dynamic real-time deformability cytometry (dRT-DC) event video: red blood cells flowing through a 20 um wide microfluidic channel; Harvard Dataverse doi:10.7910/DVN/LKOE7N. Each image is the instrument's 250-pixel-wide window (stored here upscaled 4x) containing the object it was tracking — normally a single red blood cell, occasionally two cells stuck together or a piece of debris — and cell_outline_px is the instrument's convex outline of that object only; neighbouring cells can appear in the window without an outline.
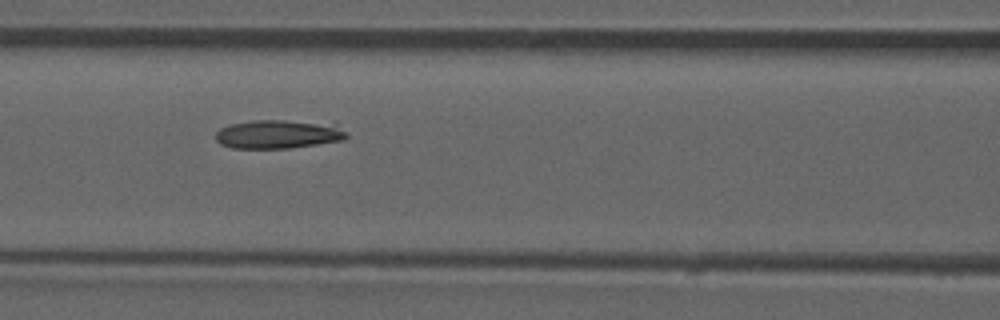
{"species": "common noctule bat (a hibernating species)", "species_latin": "Nyctalus noctula", "temperature_condition": "room temperature", "stored_images_in_passage": 49, "camera_frame_rate_fps": 3000, "um_per_image_px": 0.085, "animal": {"sex": "male", "forearm_length_mm": 52.5}, "frame": {"image": 1, "passage_image": 19, "time_ms": 6.0, "image_size_px": [1000, 320], "cell_outline_px": [[348, 136], [344, 140], [288, 148], [232, 148], [220, 144], [216, 140], [216, 132], [220, 128], [228, 124], [252, 120], [336, 120]], "centroid_in_image_um": [23.76, 11.36], "position_along_channel_um": 142.8, "area_um2": 22.77}}